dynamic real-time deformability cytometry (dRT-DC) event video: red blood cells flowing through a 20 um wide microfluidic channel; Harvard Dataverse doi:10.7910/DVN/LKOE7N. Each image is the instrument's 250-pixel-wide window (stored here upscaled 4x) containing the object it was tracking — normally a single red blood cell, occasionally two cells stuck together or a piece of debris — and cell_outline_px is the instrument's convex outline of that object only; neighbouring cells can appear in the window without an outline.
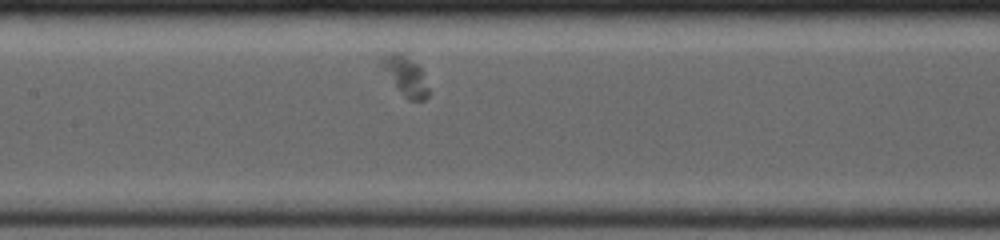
{"species": "common noctule bat (a hibernating species)", "species_latin": "Nyctalus noctula", "temperature_condition": "room temperature", "stored_images_in_passage": 6, "camera_frame_rate_fps": 4000, "um_per_image_px": 0.085, "animal": {"sex": "female", "body_mass_g": 19.0, "forearm_length_mm": 53.3}, "frame": {"image": 1, "passage_image": 6, "time_ms": 3.0, "image_size_px": [1000, 240], "cell_outline_px": [[428, 96], [424, 100], [408, 100], [396, 88], [380, 68], [380, 64], [384, 52], [400, 52], [416, 64], [420, 68], [428, 88]], "centroid_in_image_um": [34.4, 6.44], "position_along_channel_um": 173.0, "area_um2": 10.75}}